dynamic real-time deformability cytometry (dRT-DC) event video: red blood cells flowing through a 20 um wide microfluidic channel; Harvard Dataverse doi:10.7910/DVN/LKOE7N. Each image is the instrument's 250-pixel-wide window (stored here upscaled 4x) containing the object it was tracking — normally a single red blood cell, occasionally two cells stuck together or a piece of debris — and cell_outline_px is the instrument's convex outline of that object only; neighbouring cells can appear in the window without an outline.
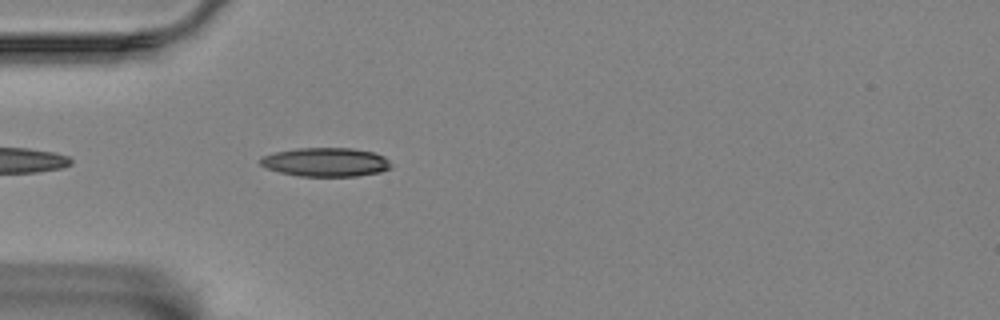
{"species": "Egyptian fruit bat (a non-hibernating species)", "species_latin": "Rousettus aegyptiacus", "temperature_condition": "room temperature", "stored_images_in_passage": 27, "camera_frame_rate_fps": 3000, "um_per_image_px": 0.085, "animal": {"sex": "female"}, "frame": {"image": 1, "passage_image": 3, "time_ms": 0.667, "image_size_px": [1000, 320], "cell_outline_px": [[392, 164], [388, 168], [380, 172], [356, 176], [300, 176], [280, 172], [268, 168], [260, 164], [260, 156], [276, 152], [296, 148], [352, 148], [372, 152], [384, 156]], "centroid_in_image_um": [27.68, 13.77], "position_along_channel_um": 57.3, "area_um2": 21.85}}
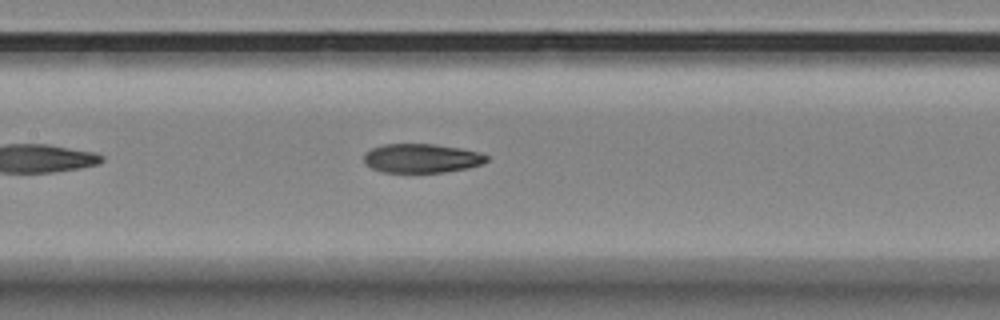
{"frame": {"image": 2, "passage_image": 13, "time_ms": 4.0, "image_size_px": [1000, 320], "cell_outline_px": [[488, 160], [480, 164], [468, 168], [444, 172], [380, 172], [364, 164], [364, 152], [372, 148], [384, 144], [432, 144], [460, 148], [480, 152], [488, 156]], "centroid_in_image_um": [35.81, 13.45], "position_along_channel_um": 171.6, "area_um2": 20.81}}
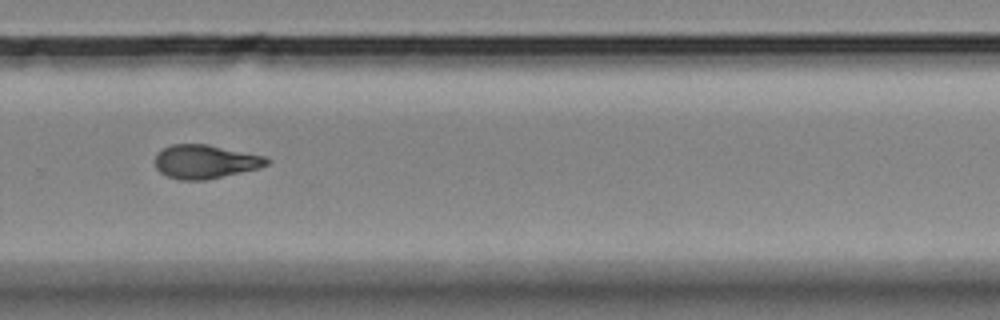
{"frame": {"image": 3, "passage_image": 25, "time_ms": 8.0, "image_size_px": [1000, 320], "cell_outline_px": [[272, 160], [268, 164], [260, 168], [204, 180], [180, 180], [168, 176], [160, 172], [156, 168], [156, 152], [172, 144], [208, 144], [264, 156]], "centroid_in_image_um": [17.45, 13.73], "position_along_channel_um": 312.3, "area_um2": 21.91}}